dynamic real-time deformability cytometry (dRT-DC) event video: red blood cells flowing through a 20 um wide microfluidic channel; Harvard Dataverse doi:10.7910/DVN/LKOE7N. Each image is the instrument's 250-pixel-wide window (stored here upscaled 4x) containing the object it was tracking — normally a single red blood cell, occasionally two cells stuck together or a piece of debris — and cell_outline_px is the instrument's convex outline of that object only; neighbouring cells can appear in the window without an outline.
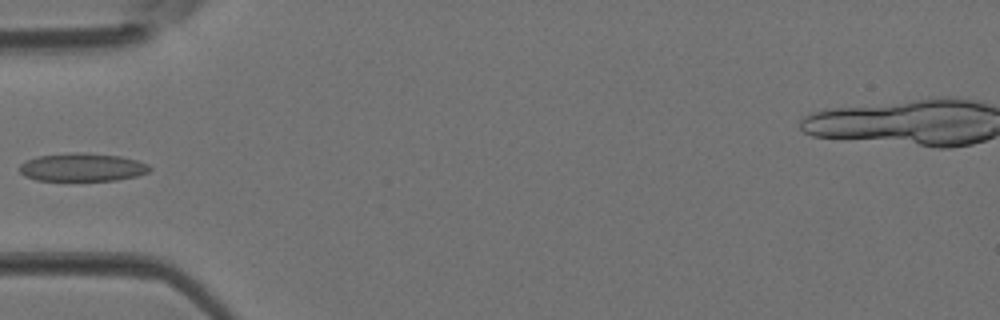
{"species": "Egyptian fruit bat (a non-hibernating species)", "species_latin": "Rousettus aegyptiacus", "temperature_condition": "room temperature", "stored_images_in_passage": 25, "camera_frame_rate_fps": 3000, "um_per_image_px": 0.085, "animal": {"sex": "female"}, "frame": {"image": 1, "passage_image": 1, "time_ms": 0.0, "image_size_px": [1000, 320], "cell_outline_px": [[152, 168], [148, 172], [136, 176], [116, 180], [36, 180], [24, 176], [20, 172], [20, 164], [24, 160], [36, 156], [68, 152], [84, 152], [120, 156], [136, 160], [148, 164]], "centroid_in_image_um": [6.96, 14.2], "position_along_channel_um": 78.0, "area_um2": 21.5}}
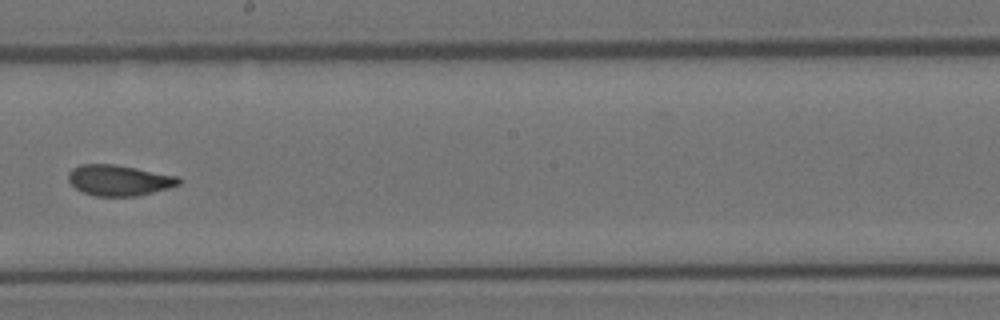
{"frame": {"image": 2, "passage_image": 11, "time_ms": 3.333, "image_size_px": [1000, 320], "cell_outline_px": [[180, 184], [168, 188], [136, 196], [96, 196], [84, 192], [76, 188], [68, 180], [68, 172], [72, 168], [80, 164], [116, 164], [180, 176]], "centroid_in_image_um": [10.12, 15.31], "position_along_channel_um": 238.1, "area_um2": 19.83}}
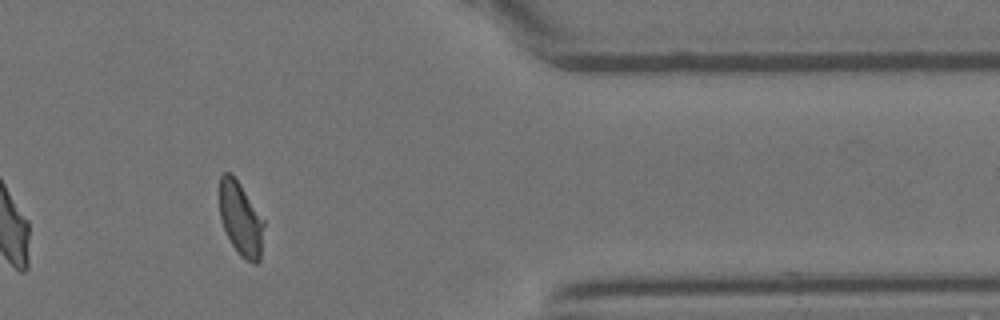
{"frame": {"image": 3, "passage_image": 22, "time_ms": 7.0, "image_size_px": [1000, 320], "cell_outline_px": [[264, 224], [260, 260], [256, 264], [240, 256], [232, 244], [224, 228], [220, 216], [220, 176], [224, 172], [232, 172], [264, 220]], "centroid_in_image_um": [20.46, 18.59], "position_along_channel_um": 390.9, "area_um2": 18.84}}